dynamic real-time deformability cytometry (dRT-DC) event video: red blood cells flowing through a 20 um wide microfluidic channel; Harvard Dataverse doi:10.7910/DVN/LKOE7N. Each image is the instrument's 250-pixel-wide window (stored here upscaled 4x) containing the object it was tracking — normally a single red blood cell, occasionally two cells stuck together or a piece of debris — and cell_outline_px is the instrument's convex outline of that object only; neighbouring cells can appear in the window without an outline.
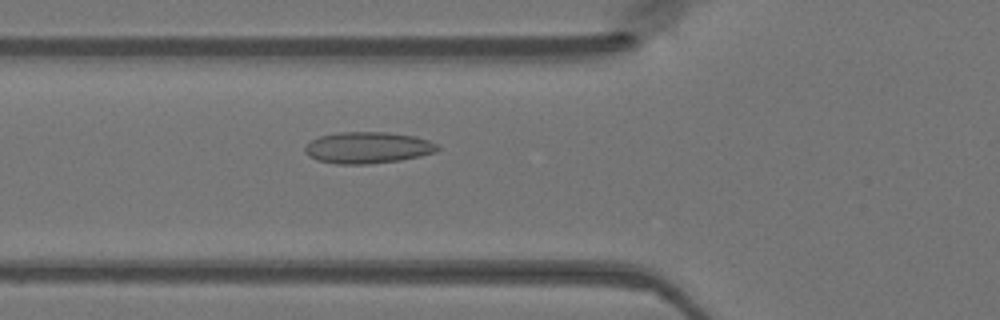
{"species": "Egyptian fruit bat (a non-hibernating species)", "species_latin": "Rousettus aegyptiacus", "temperature_condition": "warm", "stored_images_in_passage": 49, "camera_frame_rate_fps": 3000, "um_per_image_px": 0.085, "animal": {"sex": "female"}, "frame": {"image": 1, "passage_image": 18, "time_ms": 5.667, "image_size_px": [1000, 320], "cell_outline_px": [[440, 148], [436, 152], [420, 156], [400, 160], [368, 164], [336, 164], [316, 160], [308, 156], [304, 152], [304, 144], [320, 136], [340, 132], [388, 132], [412, 136], [428, 140], [440, 144]], "centroid_in_image_um": [31.24, 12.55], "position_along_channel_um": 94.6, "area_um2": 24.51}}
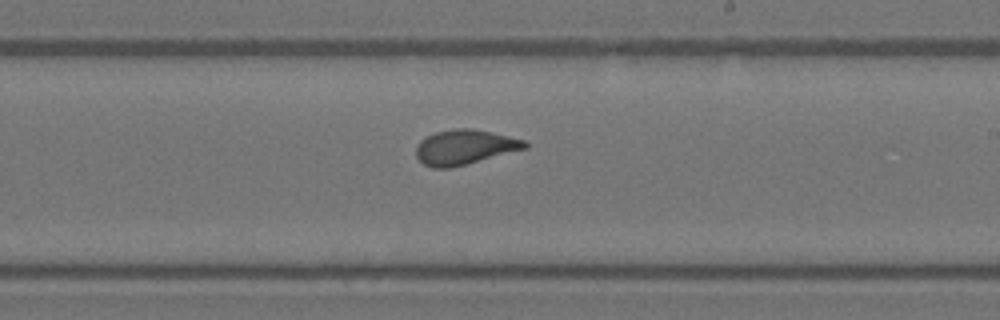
{"frame": {"image": 2, "passage_image": 29, "time_ms": 9.333, "image_size_px": [1000, 320], "cell_outline_px": [[528, 148], [448, 168], [432, 168], [424, 164], [416, 156], [416, 144], [420, 140], [436, 132], [456, 128], [472, 128], [492, 132], [524, 140], [528, 144]], "centroid_in_image_um": [39.48, 12.5], "position_along_channel_um": 249.5, "area_um2": 21.85}}
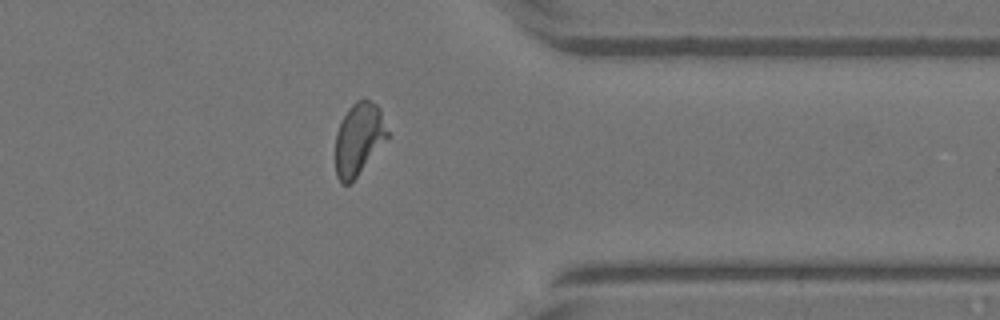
{"frame": {"image": 3, "passage_image": 39, "time_ms": 12.667, "image_size_px": [1000, 320], "cell_outline_px": [[388, 136], [352, 184], [340, 184], [336, 176], [336, 132], [348, 108], [356, 100], [368, 100], [376, 104], [380, 108], [388, 132]], "centroid_in_image_um": [30.47, 11.85], "position_along_channel_um": 380.9, "area_um2": 21.79}}